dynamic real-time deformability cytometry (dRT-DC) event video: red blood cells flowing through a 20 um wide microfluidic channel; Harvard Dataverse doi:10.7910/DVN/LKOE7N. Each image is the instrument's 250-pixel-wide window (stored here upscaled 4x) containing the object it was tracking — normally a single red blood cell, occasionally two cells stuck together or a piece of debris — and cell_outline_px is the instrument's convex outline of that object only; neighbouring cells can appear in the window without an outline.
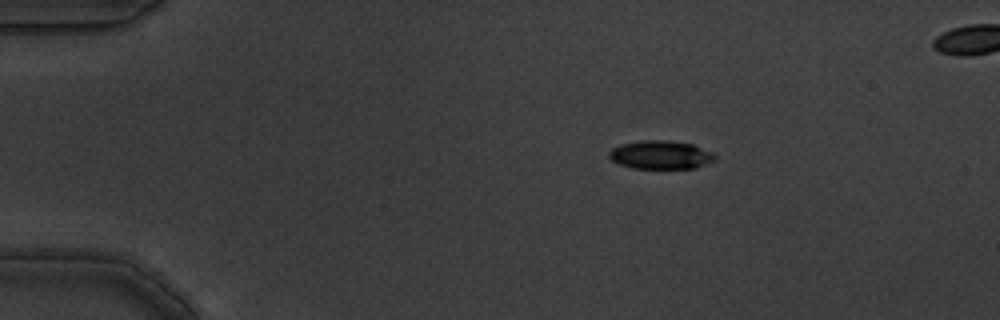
{"species": "common noctule bat (a hibernating species)", "species_latin": "Nyctalus noctula", "temperature_condition": "warm", "stored_images_in_passage": 3, "camera_frame_rate_fps": 3000, "um_per_image_px": 0.085, "animal": {"sex": "male", "body_mass_g": 19.5, "forearm_length_mm": 54.6}, "frame": {"image": 1, "passage_image": 1, "time_ms": 0.0, "image_size_px": [1000, 320], "cell_outline_px": [[716, 160], [696, 168], [632, 168], [620, 164], [612, 160], [608, 156], [608, 152], [612, 148], [620, 144], [640, 140], [668, 140], [692, 144], [712, 152], [716, 156]], "centroid_in_image_um": [56.15, 13.15], "position_along_channel_um": 28.9, "area_um2": 17.63}}